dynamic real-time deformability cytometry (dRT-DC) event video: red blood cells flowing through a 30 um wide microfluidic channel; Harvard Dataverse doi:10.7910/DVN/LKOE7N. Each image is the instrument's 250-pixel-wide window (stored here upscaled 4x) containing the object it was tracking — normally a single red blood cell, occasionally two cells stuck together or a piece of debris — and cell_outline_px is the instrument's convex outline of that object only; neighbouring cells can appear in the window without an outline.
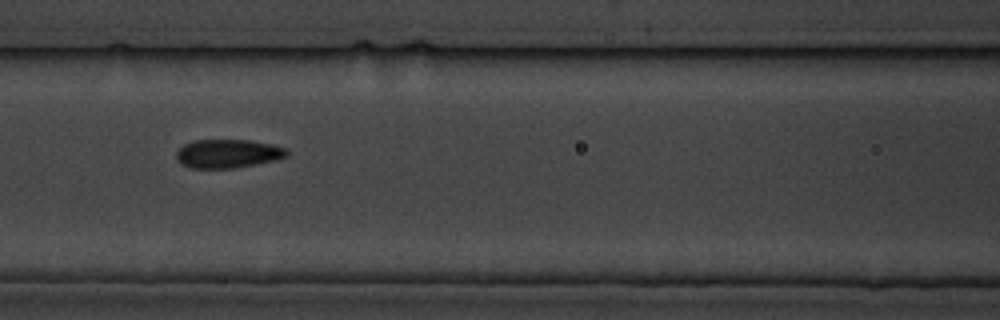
{"species": "common noctule bat (a hibernating species)", "species_latin": "Nyctalus noctula", "temperature_condition": "cold", "stored_images_in_passage": 7, "camera_frame_rate_fps": 3000, "um_per_image_px": 0.085, "animal": {"sex": "male", "body_mass_g": 19.5, "forearm_length_mm": 54.6}, "frame": {"image": 1, "passage_image": 6, "time_ms": 6.667, "image_size_px": [1000, 320], "cell_outline_px": [[288, 156], [276, 160], [256, 164], [232, 168], [192, 168], [180, 164], [176, 156], [176, 152], [184, 144], [192, 140], [248, 140], [272, 144], [288, 148]], "centroid_in_image_um": [19.38, 13.05], "position_along_channel_um": 147.2, "area_um2": 18.55}}
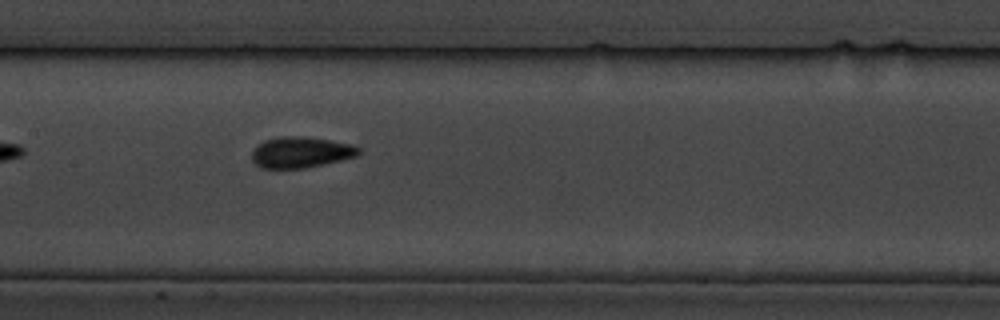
{"frame": {"image": 2, "passage_image": 7, "time_ms": 7.667, "image_size_px": [1000, 320], "cell_outline_px": [[360, 152], [356, 156], [324, 164], [304, 168], [260, 168], [252, 160], [252, 152], [256, 144], [264, 140], [280, 136], [300, 136], [328, 140], [348, 144], [360, 148]], "centroid_in_image_um": [25.51, 12.94], "position_along_channel_um": 181.9, "area_um2": 19.13}}